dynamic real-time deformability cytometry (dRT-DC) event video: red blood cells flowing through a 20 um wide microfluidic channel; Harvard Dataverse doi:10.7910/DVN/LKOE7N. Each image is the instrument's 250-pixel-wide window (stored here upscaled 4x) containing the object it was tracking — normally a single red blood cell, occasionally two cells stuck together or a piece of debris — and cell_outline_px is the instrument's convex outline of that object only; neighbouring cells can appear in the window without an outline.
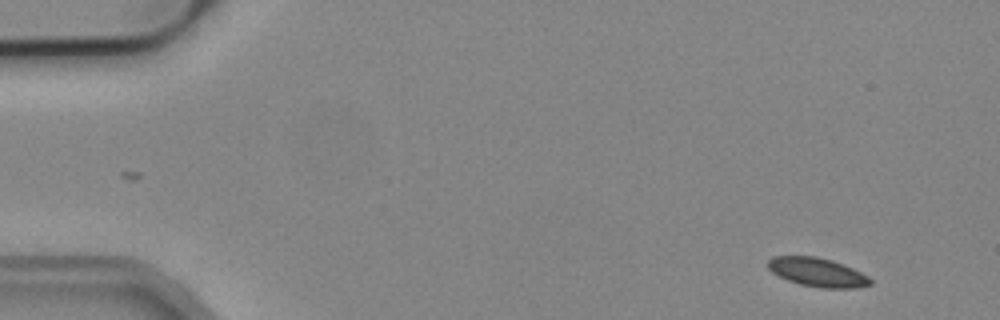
{"species": "common noctule bat (a hibernating species)", "species_latin": "Nyctalus noctula", "temperature_condition": "cold", "stored_images_in_passage": 5, "camera_frame_rate_fps": 3000, "um_per_image_px": 0.085, "animal": {"sex": "male", "body_mass_g": 19.2, "forearm_length_mm": 51.8}, "frame": {"image": 1, "passage_image": 1, "time_ms": 0.0, "image_size_px": [1000, 320], "cell_outline_px": [[872, 284], [856, 288], [820, 288], [800, 284], [788, 280], [772, 272], [768, 268], [768, 260], [772, 256], [816, 256], [832, 260], [844, 264], [868, 276], [872, 280]], "centroid_in_image_um": [69.49, 23.14], "position_along_channel_um": 15.5, "area_um2": 17.22}}
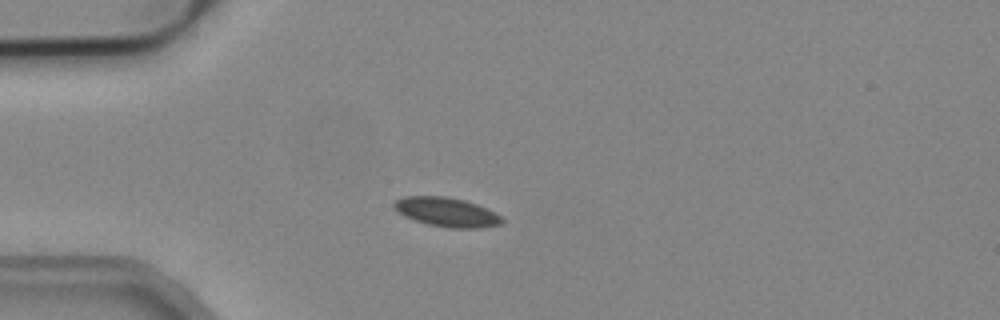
{"frame": {"image": 2, "passage_image": 3, "time_ms": 0.667, "image_size_px": [1000, 320], "cell_outline_px": [[504, 220], [500, 224], [476, 228], [448, 228], [428, 224], [404, 216], [396, 212], [392, 208], [392, 204], [396, 200], [404, 196], [444, 196], [464, 200], [476, 204], [496, 212]], "centroid_in_image_um": [37.92, 18.02], "position_along_channel_um": 47.1, "area_um2": 18.38}}